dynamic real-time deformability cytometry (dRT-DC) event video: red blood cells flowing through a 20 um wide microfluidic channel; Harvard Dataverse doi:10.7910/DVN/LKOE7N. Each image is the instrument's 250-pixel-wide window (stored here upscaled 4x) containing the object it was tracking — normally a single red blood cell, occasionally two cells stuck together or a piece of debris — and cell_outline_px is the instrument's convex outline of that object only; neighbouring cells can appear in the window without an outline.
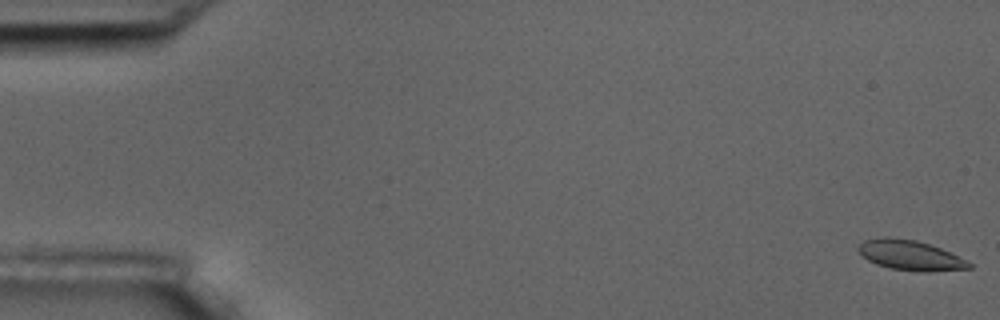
{"species": "common noctule bat (a hibernating species)", "species_latin": "Nyctalus noctula", "temperature_condition": "room temperature", "stored_images_in_passage": 8, "camera_frame_rate_fps": 3000, "um_per_image_px": 0.085, "animal": {"sex": "male", "body_mass_g": 17.5, "forearm_length_mm": 52.3}, "frame": {"image": 1, "passage_image": 1, "time_ms": 0.0, "image_size_px": [1000, 320], "cell_outline_px": [[972, 268], [928, 272], [924, 272], [888, 268], [876, 264], [868, 260], [856, 248], [864, 240], [880, 236], [888, 236], [916, 240], [940, 248], [968, 260], [972, 264]], "centroid_in_image_um": [77.37, 21.69], "position_along_channel_um": 7.6, "area_um2": 19.48}}
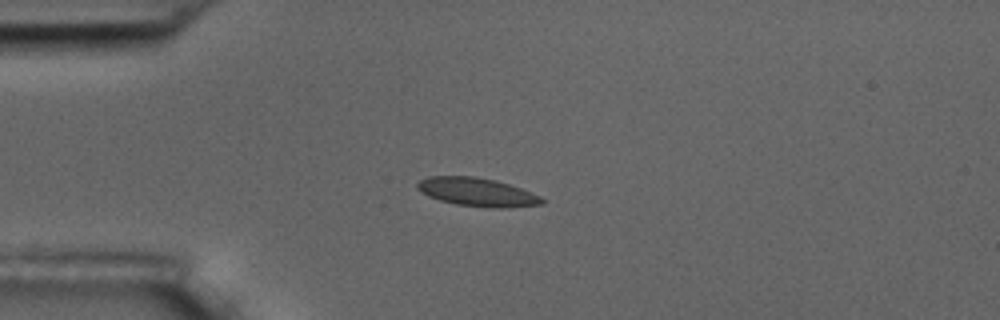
{"frame": {"image": 2, "passage_image": 5, "time_ms": 4.667, "image_size_px": [1000, 320], "cell_outline_px": [[544, 204], [504, 208], [492, 208], [456, 204], [440, 200], [428, 196], [420, 192], [416, 188], [416, 184], [420, 180], [428, 176], [472, 176], [496, 180], [532, 192], [540, 196], [544, 200]], "centroid_in_image_um": [40.54, 16.32], "position_along_channel_um": 44.5, "area_um2": 20.69}}